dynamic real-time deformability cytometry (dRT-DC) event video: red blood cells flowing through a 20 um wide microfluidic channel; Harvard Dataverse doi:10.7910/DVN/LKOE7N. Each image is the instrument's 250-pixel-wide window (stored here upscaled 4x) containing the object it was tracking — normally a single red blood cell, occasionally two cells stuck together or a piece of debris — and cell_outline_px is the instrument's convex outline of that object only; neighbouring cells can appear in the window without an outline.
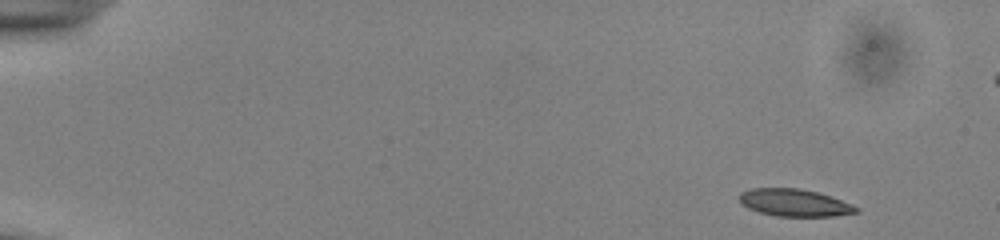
{"species": "common noctule bat (a hibernating species)", "species_latin": "Nyctalus noctula", "temperature_condition": "cold", "stored_images_in_passage": 49, "camera_frame_rate_fps": 3000, "um_per_image_px": 0.085, "animal": {"sex": "male", "body_mass_g": 13.0, "forearm_length_mm": 53.1}, "frame": {"image": 1, "passage_image": 1, "time_ms": 0.0, "image_size_px": [1000, 240], "cell_outline_px": [[860, 212], [836, 216], [776, 216], [760, 212], [748, 208], [740, 204], [740, 192], [752, 188], [800, 188], [816, 192], [852, 204], [860, 208]], "centroid_in_image_um": [67.53, 17.23], "position_along_channel_um": 17.5, "area_um2": 18.55}}
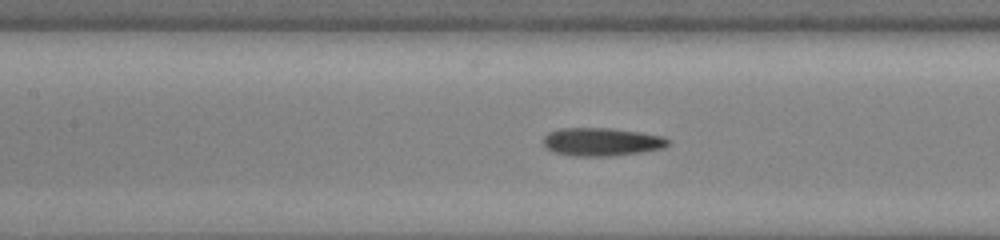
{"frame": {"image": 2, "passage_image": 22, "time_ms": 7.0, "image_size_px": [1000, 240], "cell_outline_px": [[672, 140], [664, 148], [644, 152], [612, 156], [576, 156], [552, 152], [544, 148], [540, 140], [548, 132], [560, 128], [608, 128], [640, 132], [664, 136]], "centroid_in_image_um": [51.11, 12.06], "position_along_channel_um": 156.3, "area_um2": 20.92}}
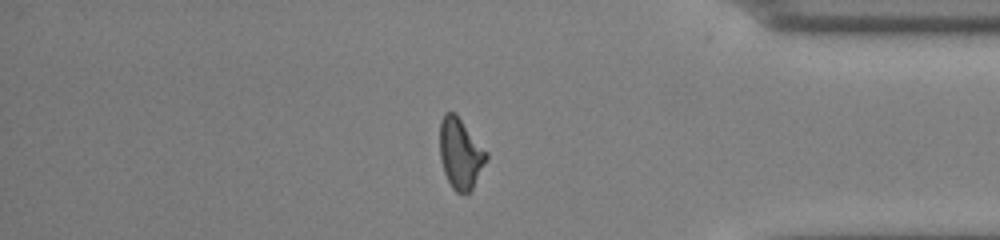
{"frame": {"image": 3, "passage_image": 42, "time_ms": 13.667, "image_size_px": [1000, 240], "cell_outline_px": [[488, 160], [472, 192], [456, 192], [452, 188], [444, 172], [440, 160], [440, 120], [444, 112], [456, 112], [488, 152]], "centroid_in_image_um": [39.16, 13.04], "position_along_channel_um": 396.0, "area_um2": 19.65}}